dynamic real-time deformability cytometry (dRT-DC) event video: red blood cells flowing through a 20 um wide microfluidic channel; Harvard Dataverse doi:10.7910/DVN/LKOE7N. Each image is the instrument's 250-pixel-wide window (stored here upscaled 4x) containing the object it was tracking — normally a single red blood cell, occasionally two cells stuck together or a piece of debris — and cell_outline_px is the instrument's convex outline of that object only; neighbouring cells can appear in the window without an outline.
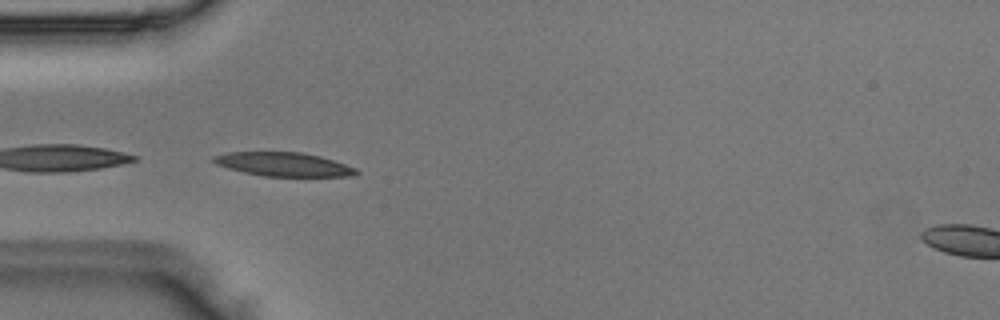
{"species": "Egyptian fruit bat (a non-hibernating species)", "species_latin": "Rousettus aegyptiacus", "temperature_condition": "room temperature", "stored_images_in_passage": 21, "camera_frame_rate_fps": 3000, "um_per_image_px": 0.085, "animal": {"sex": "male"}, "frame": {"image": 1, "passage_image": 15, "time_ms": 4.667, "image_size_px": [1000, 320], "cell_outline_px": [[360, 172], [352, 176], [264, 176], [244, 172], [228, 168], [216, 164], [208, 160], [212, 156], [228, 152], [300, 152], [320, 156], [356, 168]], "centroid_in_image_um": [24.05, 13.96], "position_along_channel_um": 61.0, "area_um2": 19.77}}
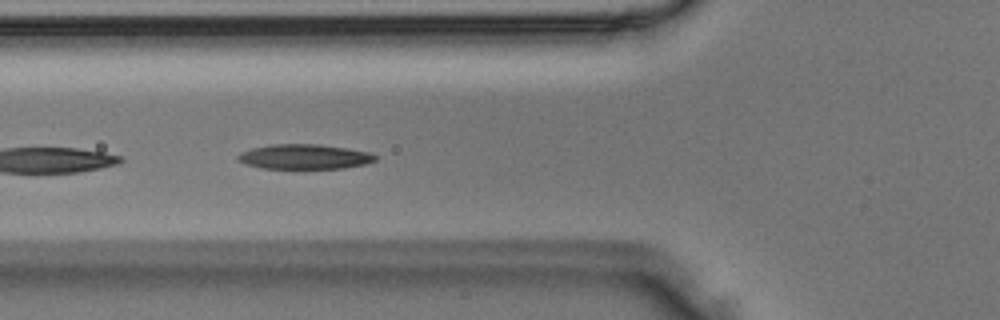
{"frame": {"image": 2, "passage_image": 18, "time_ms": 5.667, "image_size_px": [1000, 320], "cell_outline_px": [[376, 160], [364, 164], [344, 168], [260, 168], [244, 164], [236, 160], [236, 156], [240, 152], [252, 148], [272, 144], [320, 144], [348, 148], [368, 152], [376, 156]], "centroid_in_image_um": [25.82, 13.31], "position_along_channel_um": 100.0, "area_um2": 19.94}}